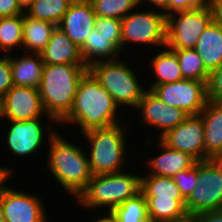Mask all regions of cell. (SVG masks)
<instances>
[{
  "instance_id": "1",
  "label": "cell",
  "mask_w": 222,
  "mask_h": 222,
  "mask_svg": "<svg viewBox=\"0 0 222 222\" xmlns=\"http://www.w3.org/2000/svg\"><path fill=\"white\" fill-rule=\"evenodd\" d=\"M116 110L118 106L111 95L87 71L80 79L71 111L61 122H76L83 133L108 128L119 124Z\"/></svg>"
},
{
  "instance_id": "2",
  "label": "cell",
  "mask_w": 222,
  "mask_h": 222,
  "mask_svg": "<svg viewBox=\"0 0 222 222\" xmlns=\"http://www.w3.org/2000/svg\"><path fill=\"white\" fill-rule=\"evenodd\" d=\"M87 71V65L44 64L39 91L51 120L60 123L69 114L80 79Z\"/></svg>"
},
{
  "instance_id": "3",
  "label": "cell",
  "mask_w": 222,
  "mask_h": 222,
  "mask_svg": "<svg viewBox=\"0 0 222 222\" xmlns=\"http://www.w3.org/2000/svg\"><path fill=\"white\" fill-rule=\"evenodd\" d=\"M48 167L63 188L76 197L86 188L93 174L89 160L80 147L50 133Z\"/></svg>"
},
{
  "instance_id": "4",
  "label": "cell",
  "mask_w": 222,
  "mask_h": 222,
  "mask_svg": "<svg viewBox=\"0 0 222 222\" xmlns=\"http://www.w3.org/2000/svg\"><path fill=\"white\" fill-rule=\"evenodd\" d=\"M141 193V176L119 173L93 175L78 195L79 204L87 208L108 206L109 212L127 199Z\"/></svg>"
},
{
  "instance_id": "5",
  "label": "cell",
  "mask_w": 222,
  "mask_h": 222,
  "mask_svg": "<svg viewBox=\"0 0 222 222\" xmlns=\"http://www.w3.org/2000/svg\"><path fill=\"white\" fill-rule=\"evenodd\" d=\"M141 193L147 201L150 222H177L189 217L185 199L172 177H141Z\"/></svg>"
},
{
  "instance_id": "6",
  "label": "cell",
  "mask_w": 222,
  "mask_h": 222,
  "mask_svg": "<svg viewBox=\"0 0 222 222\" xmlns=\"http://www.w3.org/2000/svg\"><path fill=\"white\" fill-rule=\"evenodd\" d=\"M88 71L111 95L115 104L137 107L145 92L133 70L123 61L96 59Z\"/></svg>"
},
{
  "instance_id": "7",
  "label": "cell",
  "mask_w": 222,
  "mask_h": 222,
  "mask_svg": "<svg viewBox=\"0 0 222 222\" xmlns=\"http://www.w3.org/2000/svg\"><path fill=\"white\" fill-rule=\"evenodd\" d=\"M123 129V126L117 124L83 133L91 144L88 160L93 175L122 172L126 144Z\"/></svg>"
},
{
  "instance_id": "8",
  "label": "cell",
  "mask_w": 222,
  "mask_h": 222,
  "mask_svg": "<svg viewBox=\"0 0 222 222\" xmlns=\"http://www.w3.org/2000/svg\"><path fill=\"white\" fill-rule=\"evenodd\" d=\"M166 15V46L170 49H194L199 36L214 20L211 5Z\"/></svg>"
},
{
  "instance_id": "9",
  "label": "cell",
  "mask_w": 222,
  "mask_h": 222,
  "mask_svg": "<svg viewBox=\"0 0 222 222\" xmlns=\"http://www.w3.org/2000/svg\"><path fill=\"white\" fill-rule=\"evenodd\" d=\"M189 216L213 210H222V174L211 160L198 161L196 187L185 200Z\"/></svg>"
},
{
  "instance_id": "10",
  "label": "cell",
  "mask_w": 222,
  "mask_h": 222,
  "mask_svg": "<svg viewBox=\"0 0 222 222\" xmlns=\"http://www.w3.org/2000/svg\"><path fill=\"white\" fill-rule=\"evenodd\" d=\"M150 90L169 106L180 108L188 115H199L208 101L207 84L198 80L183 78L155 85Z\"/></svg>"
},
{
  "instance_id": "11",
  "label": "cell",
  "mask_w": 222,
  "mask_h": 222,
  "mask_svg": "<svg viewBox=\"0 0 222 222\" xmlns=\"http://www.w3.org/2000/svg\"><path fill=\"white\" fill-rule=\"evenodd\" d=\"M121 26L122 48L127 41L166 47V15L164 12L129 13L121 20Z\"/></svg>"
},
{
  "instance_id": "12",
  "label": "cell",
  "mask_w": 222,
  "mask_h": 222,
  "mask_svg": "<svg viewBox=\"0 0 222 222\" xmlns=\"http://www.w3.org/2000/svg\"><path fill=\"white\" fill-rule=\"evenodd\" d=\"M160 140L169 148L190 154L197 161H205L204 124L200 115H189Z\"/></svg>"
},
{
  "instance_id": "13",
  "label": "cell",
  "mask_w": 222,
  "mask_h": 222,
  "mask_svg": "<svg viewBox=\"0 0 222 222\" xmlns=\"http://www.w3.org/2000/svg\"><path fill=\"white\" fill-rule=\"evenodd\" d=\"M2 117L9 121L40 118L46 113L39 89L13 85L1 98Z\"/></svg>"
},
{
  "instance_id": "14",
  "label": "cell",
  "mask_w": 222,
  "mask_h": 222,
  "mask_svg": "<svg viewBox=\"0 0 222 222\" xmlns=\"http://www.w3.org/2000/svg\"><path fill=\"white\" fill-rule=\"evenodd\" d=\"M42 203L36 196L11 188L1 194L5 222H48Z\"/></svg>"
},
{
  "instance_id": "15",
  "label": "cell",
  "mask_w": 222,
  "mask_h": 222,
  "mask_svg": "<svg viewBox=\"0 0 222 222\" xmlns=\"http://www.w3.org/2000/svg\"><path fill=\"white\" fill-rule=\"evenodd\" d=\"M142 110L143 120L163 131L160 138L183 122L189 115L182 109L171 107L151 91H145L136 109Z\"/></svg>"
},
{
  "instance_id": "16",
  "label": "cell",
  "mask_w": 222,
  "mask_h": 222,
  "mask_svg": "<svg viewBox=\"0 0 222 222\" xmlns=\"http://www.w3.org/2000/svg\"><path fill=\"white\" fill-rule=\"evenodd\" d=\"M11 127L7 132V143L10 151L19 156L34 153L42 145L44 127L40 118L24 121H9Z\"/></svg>"
},
{
  "instance_id": "17",
  "label": "cell",
  "mask_w": 222,
  "mask_h": 222,
  "mask_svg": "<svg viewBox=\"0 0 222 222\" xmlns=\"http://www.w3.org/2000/svg\"><path fill=\"white\" fill-rule=\"evenodd\" d=\"M97 15L94 12L92 3L74 0L68 11L64 14L60 27L67 36L79 47L95 27Z\"/></svg>"
},
{
  "instance_id": "18",
  "label": "cell",
  "mask_w": 222,
  "mask_h": 222,
  "mask_svg": "<svg viewBox=\"0 0 222 222\" xmlns=\"http://www.w3.org/2000/svg\"><path fill=\"white\" fill-rule=\"evenodd\" d=\"M40 55L44 64L86 65L81 48L58 26L53 30L48 44Z\"/></svg>"
},
{
  "instance_id": "19",
  "label": "cell",
  "mask_w": 222,
  "mask_h": 222,
  "mask_svg": "<svg viewBox=\"0 0 222 222\" xmlns=\"http://www.w3.org/2000/svg\"><path fill=\"white\" fill-rule=\"evenodd\" d=\"M199 115L204 124L205 160L222 155V103L208 100Z\"/></svg>"
},
{
  "instance_id": "20",
  "label": "cell",
  "mask_w": 222,
  "mask_h": 222,
  "mask_svg": "<svg viewBox=\"0 0 222 222\" xmlns=\"http://www.w3.org/2000/svg\"><path fill=\"white\" fill-rule=\"evenodd\" d=\"M194 49L209 73L220 68L222 66V26L213 20L199 36Z\"/></svg>"
},
{
  "instance_id": "21",
  "label": "cell",
  "mask_w": 222,
  "mask_h": 222,
  "mask_svg": "<svg viewBox=\"0 0 222 222\" xmlns=\"http://www.w3.org/2000/svg\"><path fill=\"white\" fill-rule=\"evenodd\" d=\"M159 142V147L164 152L149 162L153 171L150 173L151 175L173 177L180 171L193 167L198 162L190 154L169 148L161 140Z\"/></svg>"
},
{
  "instance_id": "22",
  "label": "cell",
  "mask_w": 222,
  "mask_h": 222,
  "mask_svg": "<svg viewBox=\"0 0 222 222\" xmlns=\"http://www.w3.org/2000/svg\"><path fill=\"white\" fill-rule=\"evenodd\" d=\"M27 54L18 60L10 57L13 84L39 89L44 62L40 53L32 54V57L29 56V52Z\"/></svg>"
},
{
  "instance_id": "23",
  "label": "cell",
  "mask_w": 222,
  "mask_h": 222,
  "mask_svg": "<svg viewBox=\"0 0 222 222\" xmlns=\"http://www.w3.org/2000/svg\"><path fill=\"white\" fill-rule=\"evenodd\" d=\"M55 28L54 23L32 18L24 12L22 46L25 52L29 49L30 53H40L48 44Z\"/></svg>"
},
{
  "instance_id": "24",
  "label": "cell",
  "mask_w": 222,
  "mask_h": 222,
  "mask_svg": "<svg viewBox=\"0 0 222 222\" xmlns=\"http://www.w3.org/2000/svg\"><path fill=\"white\" fill-rule=\"evenodd\" d=\"M80 48L84 62L88 67L96 63L95 57H109L110 60H116L115 55L120 52V49L111 41V38L102 35L95 27Z\"/></svg>"
},
{
  "instance_id": "25",
  "label": "cell",
  "mask_w": 222,
  "mask_h": 222,
  "mask_svg": "<svg viewBox=\"0 0 222 222\" xmlns=\"http://www.w3.org/2000/svg\"><path fill=\"white\" fill-rule=\"evenodd\" d=\"M150 65L156 73L157 81L152 84L149 90L155 85L174 83L183 79L179 61L172 50H162L152 58Z\"/></svg>"
},
{
  "instance_id": "26",
  "label": "cell",
  "mask_w": 222,
  "mask_h": 222,
  "mask_svg": "<svg viewBox=\"0 0 222 222\" xmlns=\"http://www.w3.org/2000/svg\"><path fill=\"white\" fill-rule=\"evenodd\" d=\"M74 0H34L27 9V15L58 26Z\"/></svg>"
},
{
  "instance_id": "27",
  "label": "cell",
  "mask_w": 222,
  "mask_h": 222,
  "mask_svg": "<svg viewBox=\"0 0 222 222\" xmlns=\"http://www.w3.org/2000/svg\"><path fill=\"white\" fill-rule=\"evenodd\" d=\"M179 61L184 79H192L208 83L210 73L206 70L203 61L195 49H170Z\"/></svg>"
},
{
  "instance_id": "28",
  "label": "cell",
  "mask_w": 222,
  "mask_h": 222,
  "mask_svg": "<svg viewBox=\"0 0 222 222\" xmlns=\"http://www.w3.org/2000/svg\"><path fill=\"white\" fill-rule=\"evenodd\" d=\"M23 14L0 18V48L10 52L13 47H22Z\"/></svg>"
},
{
  "instance_id": "29",
  "label": "cell",
  "mask_w": 222,
  "mask_h": 222,
  "mask_svg": "<svg viewBox=\"0 0 222 222\" xmlns=\"http://www.w3.org/2000/svg\"><path fill=\"white\" fill-rule=\"evenodd\" d=\"M112 213L118 222H150L147 213V201L142 193L127 199Z\"/></svg>"
},
{
  "instance_id": "30",
  "label": "cell",
  "mask_w": 222,
  "mask_h": 222,
  "mask_svg": "<svg viewBox=\"0 0 222 222\" xmlns=\"http://www.w3.org/2000/svg\"><path fill=\"white\" fill-rule=\"evenodd\" d=\"M138 0H94L92 6L97 17L122 20L133 8L138 6Z\"/></svg>"
},
{
  "instance_id": "31",
  "label": "cell",
  "mask_w": 222,
  "mask_h": 222,
  "mask_svg": "<svg viewBox=\"0 0 222 222\" xmlns=\"http://www.w3.org/2000/svg\"><path fill=\"white\" fill-rule=\"evenodd\" d=\"M95 28L105 37L111 38V41L122 50V26L121 20L115 18L97 17Z\"/></svg>"
},
{
  "instance_id": "32",
  "label": "cell",
  "mask_w": 222,
  "mask_h": 222,
  "mask_svg": "<svg viewBox=\"0 0 222 222\" xmlns=\"http://www.w3.org/2000/svg\"><path fill=\"white\" fill-rule=\"evenodd\" d=\"M198 177V162L189 169H184L172 178L180 190L181 195L186 200L196 187Z\"/></svg>"
},
{
  "instance_id": "33",
  "label": "cell",
  "mask_w": 222,
  "mask_h": 222,
  "mask_svg": "<svg viewBox=\"0 0 222 222\" xmlns=\"http://www.w3.org/2000/svg\"><path fill=\"white\" fill-rule=\"evenodd\" d=\"M207 98L209 101L222 103V66L210 73L207 83Z\"/></svg>"
},
{
  "instance_id": "34",
  "label": "cell",
  "mask_w": 222,
  "mask_h": 222,
  "mask_svg": "<svg viewBox=\"0 0 222 222\" xmlns=\"http://www.w3.org/2000/svg\"><path fill=\"white\" fill-rule=\"evenodd\" d=\"M10 56L0 58V98L13 86Z\"/></svg>"
},
{
  "instance_id": "35",
  "label": "cell",
  "mask_w": 222,
  "mask_h": 222,
  "mask_svg": "<svg viewBox=\"0 0 222 222\" xmlns=\"http://www.w3.org/2000/svg\"><path fill=\"white\" fill-rule=\"evenodd\" d=\"M210 5V0H169V14L174 11H184L203 8Z\"/></svg>"
},
{
  "instance_id": "36",
  "label": "cell",
  "mask_w": 222,
  "mask_h": 222,
  "mask_svg": "<svg viewBox=\"0 0 222 222\" xmlns=\"http://www.w3.org/2000/svg\"><path fill=\"white\" fill-rule=\"evenodd\" d=\"M23 13L16 0H0V18L13 17Z\"/></svg>"
},
{
  "instance_id": "37",
  "label": "cell",
  "mask_w": 222,
  "mask_h": 222,
  "mask_svg": "<svg viewBox=\"0 0 222 222\" xmlns=\"http://www.w3.org/2000/svg\"><path fill=\"white\" fill-rule=\"evenodd\" d=\"M190 217L192 222H222V210L204 211Z\"/></svg>"
},
{
  "instance_id": "38",
  "label": "cell",
  "mask_w": 222,
  "mask_h": 222,
  "mask_svg": "<svg viewBox=\"0 0 222 222\" xmlns=\"http://www.w3.org/2000/svg\"><path fill=\"white\" fill-rule=\"evenodd\" d=\"M214 13V20L222 26V0H210Z\"/></svg>"
},
{
  "instance_id": "39",
  "label": "cell",
  "mask_w": 222,
  "mask_h": 222,
  "mask_svg": "<svg viewBox=\"0 0 222 222\" xmlns=\"http://www.w3.org/2000/svg\"><path fill=\"white\" fill-rule=\"evenodd\" d=\"M142 1H147L150 3V4H153L159 8H162L165 13V15H168L169 14V0H138V3L141 4Z\"/></svg>"
},
{
  "instance_id": "40",
  "label": "cell",
  "mask_w": 222,
  "mask_h": 222,
  "mask_svg": "<svg viewBox=\"0 0 222 222\" xmlns=\"http://www.w3.org/2000/svg\"><path fill=\"white\" fill-rule=\"evenodd\" d=\"M11 173L10 168L0 167V195L7 189V187L3 185V182L8 179Z\"/></svg>"
},
{
  "instance_id": "41",
  "label": "cell",
  "mask_w": 222,
  "mask_h": 222,
  "mask_svg": "<svg viewBox=\"0 0 222 222\" xmlns=\"http://www.w3.org/2000/svg\"><path fill=\"white\" fill-rule=\"evenodd\" d=\"M109 214L106 217H102L95 222H118L116 216L112 213L107 211Z\"/></svg>"
},
{
  "instance_id": "42",
  "label": "cell",
  "mask_w": 222,
  "mask_h": 222,
  "mask_svg": "<svg viewBox=\"0 0 222 222\" xmlns=\"http://www.w3.org/2000/svg\"><path fill=\"white\" fill-rule=\"evenodd\" d=\"M33 1L34 0H16L17 4L23 12H25L24 10H27L31 6Z\"/></svg>"
},
{
  "instance_id": "43",
  "label": "cell",
  "mask_w": 222,
  "mask_h": 222,
  "mask_svg": "<svg viewBox=\"0 0 222 222\" xmlns=\"http://www.w3.org/2000/svg\"><path fill=\"white\" fill-rule=\"evenodd\" d=\"M211 160L219 167L222 174V155L211 158Z\"/></svg>"
},
{
  "instance_id": "44",
  "label": "cell",
  "mask_w": 222,
  "mask_h": 222,
  "mask_svg": "<svg viewBox=\"0 0 222 222\" xmlns=\"http://www.w3.org/2000/svg\"><path fill=\"white\" fill-rule=\"evenodd\" d=\"M0 222H5L4 211H3L2 204H1V195H0Z\"/></svg>"
},
{
  "instance_id": "45",
  "label": "cell",
  "mask_w": 222,
  "mask_h": 222,
  "mask_svg": "<svg viewBox=\"0 0 222 222\" xmlns=\"http://www.w3.org/2000/svg\"><path fill=\"white\" fill-rule=\"evenodd\" d=\"M177 222H192V221H191V217L189 216L188 218L181 221H177Z\"/></svg>"
},
{
  "instance_id": "46",
  "label": "cell",
  "mask_w": 222,
  "mask_h": 222,
  "mask_svg": "<svg viewBox=\"0 0 222 222\" xmlns=\"http://www.w3.org/2000/svg\"><path fill=\"white\" fill-rule=\"evenodd\" d=\"M0 117H2V103H1V98H0Z\"/></svg>"
},
{
  "instance_id": "47",
  "label": "cell",
  "mask_w": 222,
  "mask_h": 222,
  "mask_svg": "<svg viewBox=\"0 0 222 222\" xmlns=\"http://www.w3.org/2000/svg\"><path fill=\"white\" fill-rule=\"evenodd\" d=\"M78 1L92 3L94 0H78Z\"/></svg>"
}]
</instances>
